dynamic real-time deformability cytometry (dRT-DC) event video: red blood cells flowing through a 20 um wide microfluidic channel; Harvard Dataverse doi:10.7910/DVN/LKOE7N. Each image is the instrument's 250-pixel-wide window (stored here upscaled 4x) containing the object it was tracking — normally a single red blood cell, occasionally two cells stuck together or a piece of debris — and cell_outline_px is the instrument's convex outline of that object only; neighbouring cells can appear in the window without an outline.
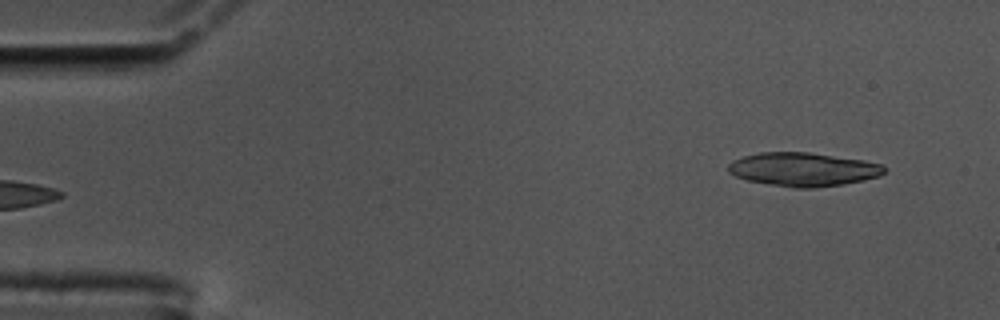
{"species": "common noctule bat (a hibernating species)", "species_latin": "Nyctalus noctula", "temperature_condition": "cold", "stored_images_in_passage": 9, "camera_frame_rate_fps": 3000, "um_per_image_px": 0.085, "animal": {"sex": "male", "body_mass_g": 17.5, "forearm_length_mm": 52.3}, "frame": {"image": 1, "passage_image": 1, "time_ms": 0.0, "image_size_px": [1000, 320], "cell_outline_px": [[888, 168], [880, 176], [864, 180], [844, 184], [812, 188], [792, 188], [748, 180], [736, 176], [728, 172], [728, 164], [732, 160], [744, 156], [760, 152], [808, 152], [864, 160], [884, 164]], "centroid_in_image_um": [68.3, 14.39], "position_along_channel_um": 16.7, "area_um2": 30.75}}